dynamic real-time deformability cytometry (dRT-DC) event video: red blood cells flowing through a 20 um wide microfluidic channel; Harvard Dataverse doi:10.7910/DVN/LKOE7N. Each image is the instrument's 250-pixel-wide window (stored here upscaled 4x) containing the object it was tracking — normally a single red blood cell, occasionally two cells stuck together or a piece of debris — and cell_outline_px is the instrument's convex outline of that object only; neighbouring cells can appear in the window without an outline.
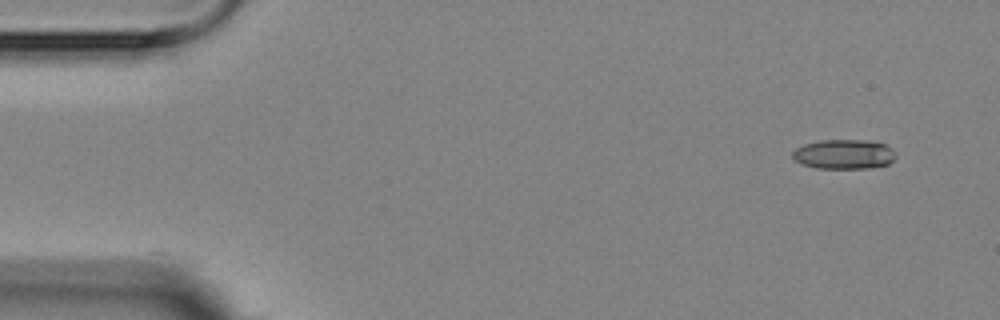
{"species": "Egyptian fruit bat (a non-hibernating species)", "species_latin": "Rousettus aegyptiacus", "temperature_condition": "room temperature", "stored_images_in_passage": 5, "camera_frame_rate_fps": 3000, "um_per_image_px": 0.085, "animal": {"sex": "female"}, "frame": {"image": 1, "passage_image": 5, "time_ms": 5.667, "image_size_px": [1000, 320], "cell_outline_px": [[896, 156], [888, 164], [872, 168], [816, 168], [800, 164], [792, 156], [792, 152], [796, 148], [804, 144], [820, 140], [868, 140], [884, 144], [892, 148], [896, 152]], "centroid_in_image_um": [71.74, 13.11], "position_along_channel_um": 13.3, "area_um2": 17.92}}